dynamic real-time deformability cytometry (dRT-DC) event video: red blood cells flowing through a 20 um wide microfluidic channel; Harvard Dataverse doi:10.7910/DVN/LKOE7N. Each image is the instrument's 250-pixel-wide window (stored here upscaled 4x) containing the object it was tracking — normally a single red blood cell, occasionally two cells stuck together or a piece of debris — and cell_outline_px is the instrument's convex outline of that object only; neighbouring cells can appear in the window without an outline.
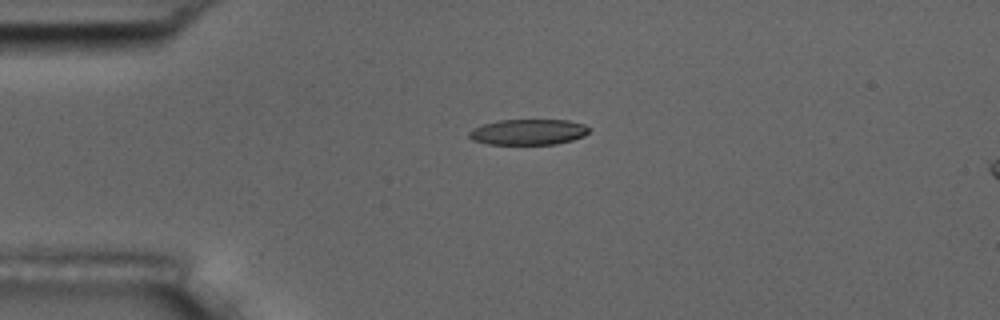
{"species": "common noctule bat (a hibernating species)", "species_latin": "Nyctalus noctula", "temperature_condition": "room temperature", "stored_images_in_passage": 3, "camera_frame_rate_fps": 3000, "um_per_image_px": 0.085, "animal": {"sex": "male", "body_mass_g": 17.5, "forearm_length_mm": 52.3}, "frame": {"image": 1, "passage_image": 1, "time_ms": 0.0, "image_size_px": [1000, 320], "cell_outline_px": [[592, 128], [584, 136], [572, 140], [556, 144], [488, 144], [472, 140], [468, 136], [468, 132], [484, 124], [496, 120], [568, 120], [584, 124]], "centroid_in_image_um": [44.93, 11.22], "position_along_channel_um": 40.1, "area_um2": 17.98}}